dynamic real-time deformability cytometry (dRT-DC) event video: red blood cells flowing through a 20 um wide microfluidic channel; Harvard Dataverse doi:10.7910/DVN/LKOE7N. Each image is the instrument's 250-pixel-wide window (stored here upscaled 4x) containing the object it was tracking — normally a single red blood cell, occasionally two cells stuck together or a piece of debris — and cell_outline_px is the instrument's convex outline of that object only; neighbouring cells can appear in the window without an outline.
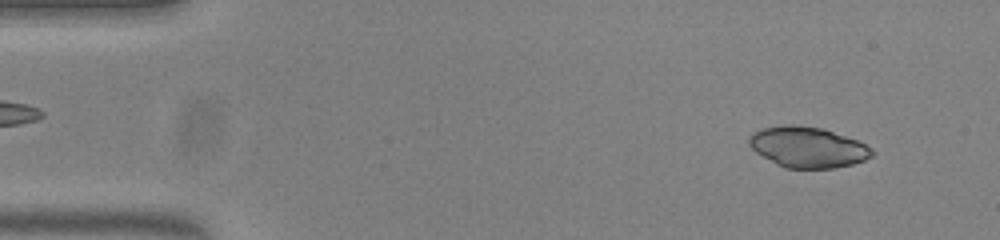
{"species": "common noctule bat (a hibernating species)", "species_latin": "Nyctalus noctula", "temperature_condition": "warm", "stored_images_in_passage": 52, "camera_frame_rate_fps": 3000, "um_per_image_px": 0.085, "animal": {"sex": "female", "body_mass_g": 23.0, "forearm_length_mm": 53.4}, "frame": {"image": 1, "passage_image": 4, "time_ms": 1.0, "image_size_px": [1000, 240], "cell_outline_px": [[876, 152], [872, 156], [864, 160], [852, 164], [832, 168], [784, 168], [776, 164], [756, 152], [748, 144], [748, 136], [752, 132], [760, 128], [784, 124], [792, 124], [820, 128], [856, 140], [872, 148]], "centroid_in_image_um": [68.61, 12.5], "position_along_channel_um": 16.4, "area_um2": 29.13}}